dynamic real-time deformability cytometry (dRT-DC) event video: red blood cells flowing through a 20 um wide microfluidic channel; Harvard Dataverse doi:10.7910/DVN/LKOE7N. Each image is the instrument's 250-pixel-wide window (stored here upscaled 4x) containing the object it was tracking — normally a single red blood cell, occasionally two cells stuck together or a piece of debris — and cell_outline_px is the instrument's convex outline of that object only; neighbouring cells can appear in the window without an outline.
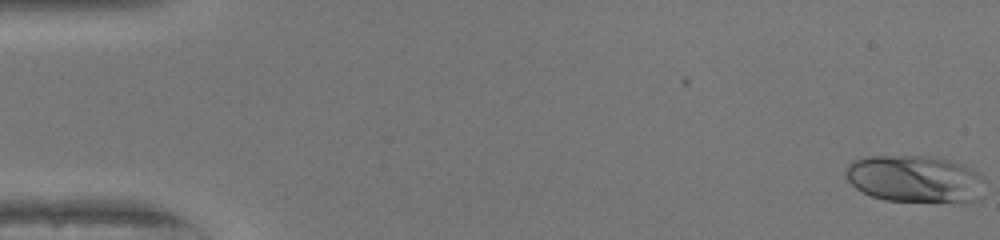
{"species": "human", "species_latin": "Homo sapiens", "temperature_condition": "warm", "stored_images_in_passage": 51, "camera_frame_rate_fps": 3000, "um_per_image_px": 0.085, "donor": {"sex": "female"}, "frame": {"image": 1, "passage_image": 1, "time_ms": 0.0, "image_size_px": [1000, 240], "cell_outline_px": [[984, 196], [980, 200], [884, 200], [872, 196], [856, 188], [844, 176], [844, 172], [848, 164], [852, 160], [868, 156], [936, 156], [964, 164], [976, 172], [984, 180]], "centroid_in_image_um": [77.76, 15.17], "position_along_channel_um": 7.2, "area_um2": 38.03}}
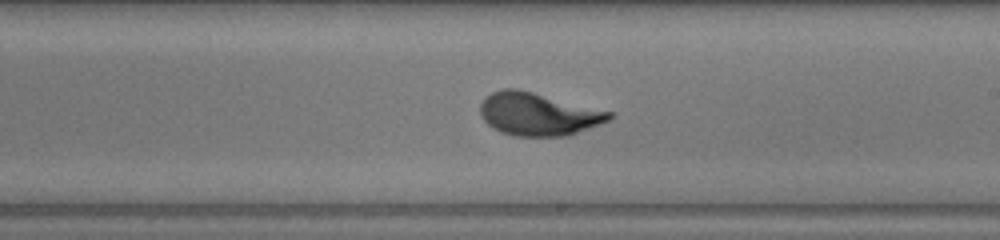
{"frame": {"image": 2, "passage_image": 30, "time_ms": 9.667, "image_size_px": [1000, 240], "cell_outline_px": [[612, 116], [608, 120], [600, 124], [568, 136], [516, 136], [500, 132], [492, 128], [480, 116], [480, 104], [484, 96], [492, 92], [504, 88], [516, 88], [612, 112]], "centroid_in_image_um": [45.69, 9.7], "position_along_channel_um": 243.3, "area_um2": 32.08}}
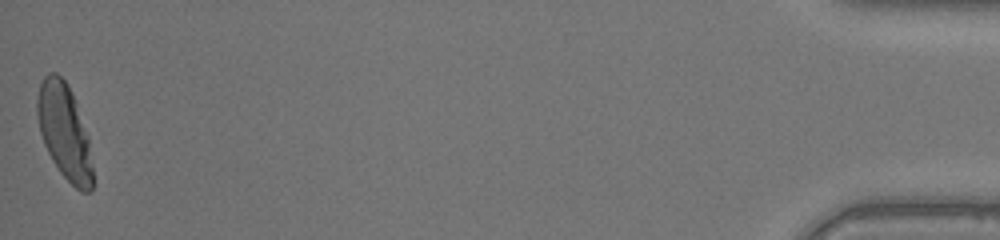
{"frame": {"image": 3, "passage_image": 51, "time_ms": 16.667, "image_size_px": [1000, 240], "cell_outline_px": [[92, 188], [88, 192], [80, 192], [60, 172], [52, 160], [44, 144], [40, 132], [36, 112], [36, 100], [40, 84], [44, 76], [48, 72], [56, 72], [68, 84], [72, 92], [88, 136], [92, 168]], "centroid_in_image_um": [5.46, 11.16], "position_along_channel_um": 429.7, "area_um2": 30.63}, "authors_computed_cell_mechanics": {"area_um2": 31.5588, "velocity_mm_per_s": 4.08, "shape_relaxation_time_tau1_ms": 3.2786, "shape_relaxation_time_tau2_ms": null, "deformation_change_tau1": 0.2066, "deformation_change_tau2": null}}